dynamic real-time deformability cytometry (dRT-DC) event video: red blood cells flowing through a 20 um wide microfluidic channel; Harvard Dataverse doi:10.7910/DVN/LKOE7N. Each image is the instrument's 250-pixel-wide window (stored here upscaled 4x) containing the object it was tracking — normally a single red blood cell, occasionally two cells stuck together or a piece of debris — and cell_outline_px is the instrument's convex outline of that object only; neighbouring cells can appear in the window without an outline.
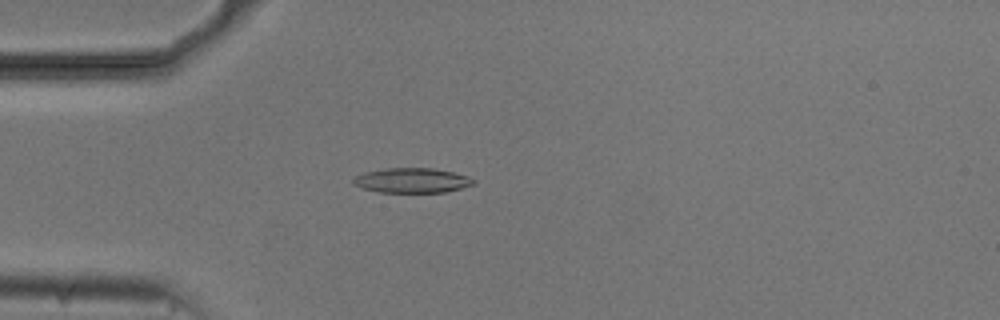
{"species": "common noctule bat (a hibernating species)", "species_latin": "Nyctalus noctula", "temperature_condition": "cold", "stored_images_in_passage": 53, "camera_frame_rate_fps": 3000, "um_per_image_px": 0.085, "animal": {"sex": "male", "body_mass_g": 20.5, "forearm_length_mm": 52.5}, "frame": {"image": 1, "passage_image": 14, "time_ms": 4.333, "image_size_px": [1000, 320], "cell_outline_px": [[476, 184], [444, 192], [376, 192], [360, 188], [352, 184], [352, 180], [356, 176], [364, 172], [384, 168], [432, 168], [452, 172], [468, 176], [476, 180]], "centroid_in_image_um": [34.98, 15.34], "position_along_channel_um": 50.0, "area_um2": 17.51}}
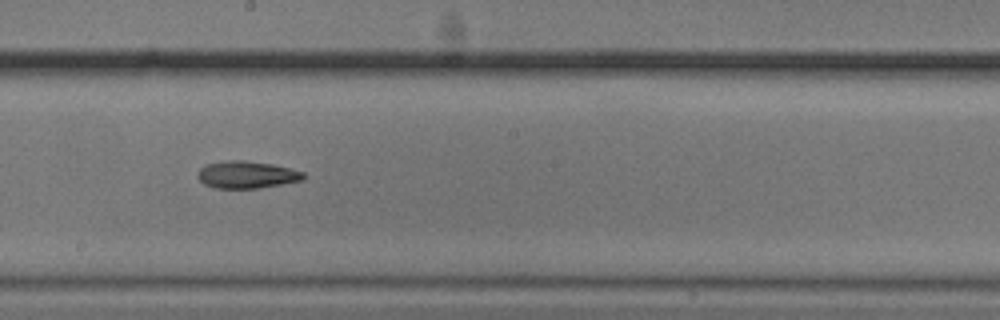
{"frame": {"image": 2, "passage_image": 29, "time_ms": 9.333, "image_size_px": [1000, 320], "cell_outline_px": [[308, 176], [304, 180], [260, 188], [216, 188], [204, 184], [196, 176], [200, 168], [204, 164], [228, 160], [244, 160], [272, 164], [304, 172]], "centroid_in_image_um": [20.98, 14.85], "position_along_channel_um": 227.2, "area_um2": 16.94}}
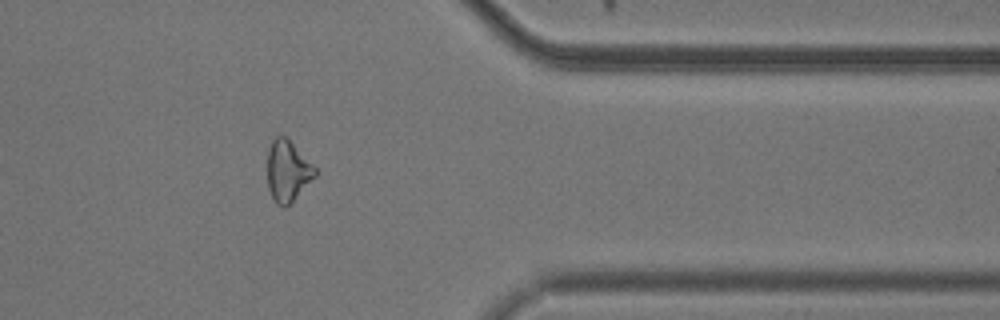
{"frame": {"image": 3, "passage_image": 43, "time_ms": 14.0, "image_size_px": [1000, 320], "cell_outline_px": [[316, 176], [284, 208], [276, 204], [268, 188], [268, 148], [272, 140], [276, 136], [284, 136], [316, 168]], "centroid_in_image_um": [24.43, 14.54], "position_along_channel_um": 387.0, "area_um2": 16.47}}